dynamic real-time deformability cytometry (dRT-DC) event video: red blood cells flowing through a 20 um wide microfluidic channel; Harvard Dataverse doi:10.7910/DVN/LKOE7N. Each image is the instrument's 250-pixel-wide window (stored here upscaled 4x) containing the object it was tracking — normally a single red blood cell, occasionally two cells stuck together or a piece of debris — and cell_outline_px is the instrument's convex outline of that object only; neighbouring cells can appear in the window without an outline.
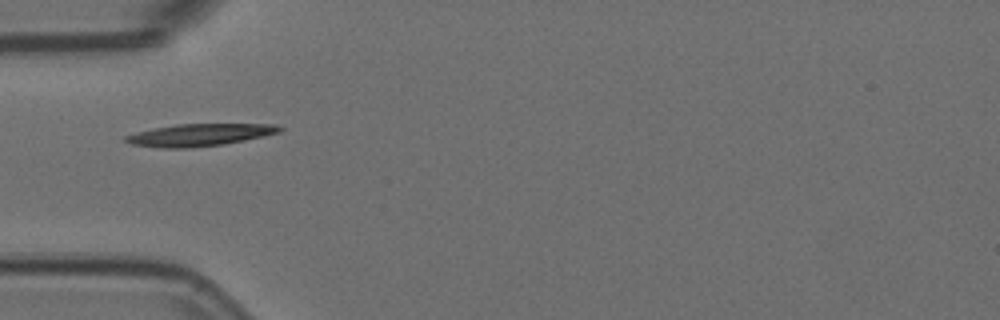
{"species": "Egyptian fruit bat (a non-hibernating species)", "species_latin": "Rousettus aegyptiacus", "temperature_condition": "room temperature", "stored_images_in_passage": 3, "camera_frame_rate_fps": 3000, "um_per_image_px": 0.085, "animal": {"sex": "female"}, "frame": {"image": 1, "passage_image": 1, "time_ms": 0.0, "image_size_px": [1000, 320], "cell_outline_px": [[284, 128], [280, 132], [244, 140], [224, 144], [188, 148], [160, 148], [132, 144], [124, 140], [124, 136], [136, 132], [176, 124], [272, 124]], "centroid_in_image_um": [16.94, 11.47], "position_along_channel_um": 68.1, "area_um2": 19.77}}
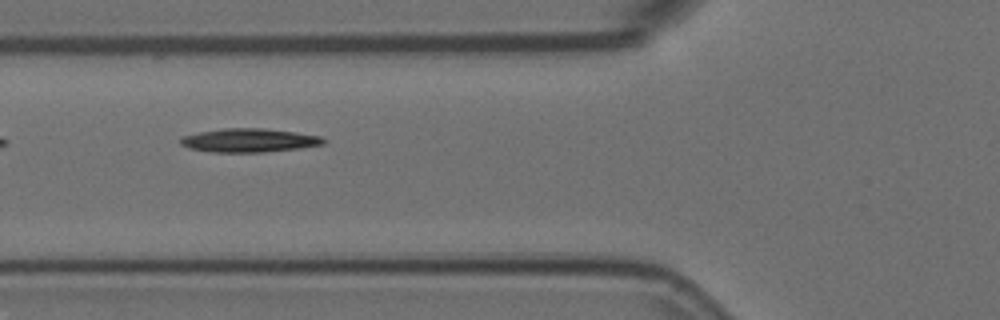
{"frame": {"image": 2, "passage_image": 2, "time_ms": 0.333, "image_size_px": [1000, 320], "cell_outline_px": [[328, 140], [324, 144], [300, 148], [264, 152], [212, 152], [188, 148], [180, 144], [180, 136], [200, 132], [224, 128], [264, 128], [320, 136]], "centroid_in_image_um": [21.16, 11.93], "position_along_channel_um": 104.6, "area_um2": 19.71}}
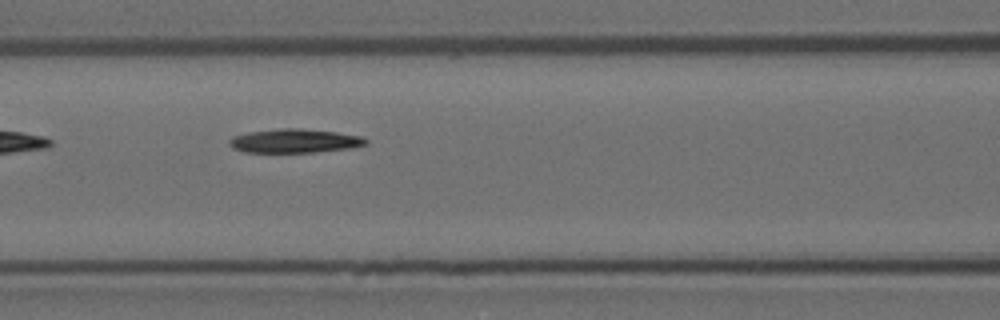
{"frame": {"image": 3, "passage_image": 3, "time_ms": 0.667, "image_size_px": [1000, 320], "cell_outline_px": [[368, 144], [352, 148], [312, 152], [244, 152], [232, 148], [228, 144], [228, 140], [232, 136], [252, 132], [280, 128], [300, 128], [336, 132], [360, 136], [368, 140]], "centroid_in_image_um": [25.04, 11.98], "position_along_channel_um": 141.6, "area_um2": 18.96}}